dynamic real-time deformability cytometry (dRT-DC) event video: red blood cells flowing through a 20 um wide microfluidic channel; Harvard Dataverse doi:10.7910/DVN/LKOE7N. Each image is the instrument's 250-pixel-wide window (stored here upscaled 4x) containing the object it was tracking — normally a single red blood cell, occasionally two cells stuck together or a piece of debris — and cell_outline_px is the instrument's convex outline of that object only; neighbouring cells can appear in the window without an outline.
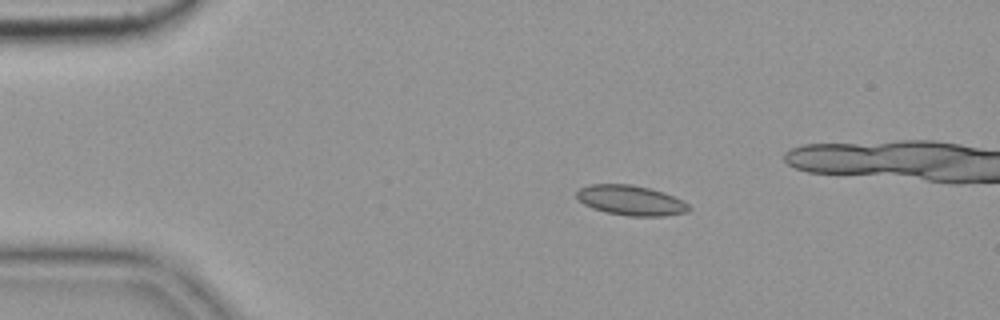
{"species": "common noctule bat (a hibernating species)", "species_latin": "Nyctalus noctula", "temperature_condition": "cold", "stored_images_in_passage": 4, "camera_frame_rate_fps": 3000, "um_per_image_px": 0.085, "animal": {"sex": "female", "body_mass_g": 19.9}, "frame": {"image": 1, "passage_image": 1, "time_ms": 0.0, "image_size_px": [1000, 320], "cell_outline_px": [[692, 208], [688, 212], [664, 216], [628, 216], [604, 212], [592, 208], [584, 204], [576, 196], [576, 192], [580, 188], [588, 184], [632, 184], [664, 192], [688, 204]], "centroid_in_image_um": [53.6, 17.03], "position_along_channel_um": 31.4, "area_um2": 19.65}}